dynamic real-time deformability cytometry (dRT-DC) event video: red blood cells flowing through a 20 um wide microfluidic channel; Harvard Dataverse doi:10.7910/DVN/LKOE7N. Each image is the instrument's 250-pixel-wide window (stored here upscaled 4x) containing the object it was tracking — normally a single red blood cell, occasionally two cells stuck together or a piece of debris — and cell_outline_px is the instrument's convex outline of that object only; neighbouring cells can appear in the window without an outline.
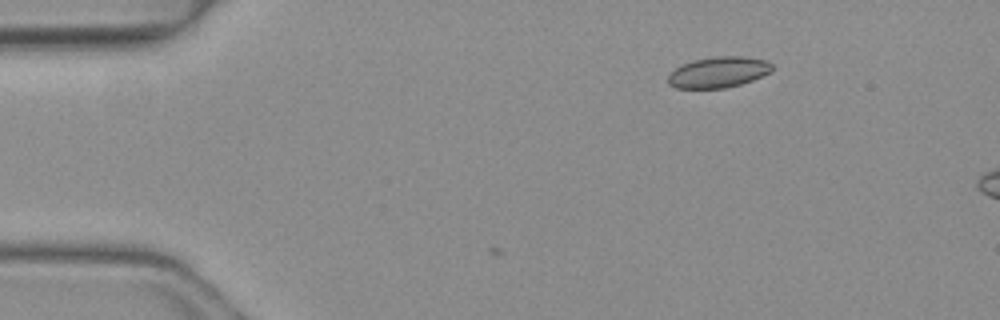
{"species": "common noctule bat (a hibernating species)", "species_latin": "Nyctalus noctula", "temperature_condition": "warm", "stored_images_in_passage": 2, "camera_frame_rate_fps": 3000, "um_per_image_px": 0.085, "animal": {"sex": "female", "body_mass_g": 19.3, "forearm_length_mm": 54.1}, "frame": {"image": 1, "passage_image": 2, "time_ms": 0.333, "image_size_px": [1000, 320], "cell_outline_px": [[776, 68], [772, 72], [752, 80], [740, 84], [724, 88], [676, 88], [668, 84], [668, 72], [692, 60], [716, 56], [744, 56], [768, 60]], "centroid_in_image_um": [61.1, 6.13], "position_along_channel_um": 23.9, "area_um2": 18.96}}